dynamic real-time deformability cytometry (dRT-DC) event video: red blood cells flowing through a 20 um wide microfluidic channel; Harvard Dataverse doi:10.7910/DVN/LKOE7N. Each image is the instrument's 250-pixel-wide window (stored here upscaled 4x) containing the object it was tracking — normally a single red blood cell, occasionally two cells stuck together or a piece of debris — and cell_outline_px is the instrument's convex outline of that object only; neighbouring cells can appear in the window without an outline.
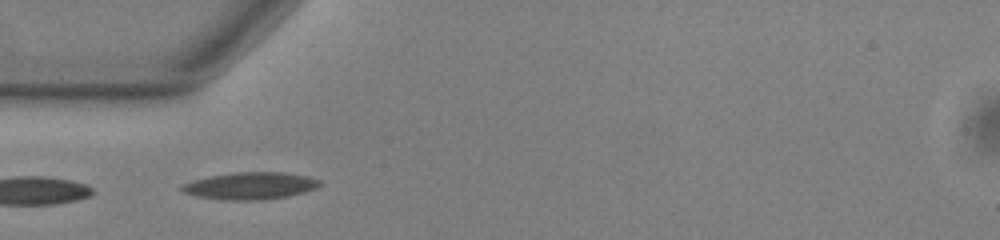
{"species": "common noctule bat (a hibernating species)", "species_latin": "Nyctalus noctula", "temperature_condition": "warm", "stored_images_in_passage": 4, "camera_frame_rate_fps": 3000, "um_per_image_px": 0.085, "animal": {"sex": "male", "body_mass_g": 13.0, "forearm_length_mm": 53.1}, "frame": {"image": 1, "passage_image": 1, "time_ms": 0.0, "image_size_px": [1000, 240], "cell_outline_px": [[320, 184], [316, 188], [288, 196], [264, 200], [224, 200], [196, 196], [184, 192], [180, 188], [180, 184], [192, 180], [208, 176], [232, 172], [284, 172], [308, 176], [320, 180]], "centroid_in_image_um": [21.23, 15.78], "position_along_channel_um": 63.8, "area_um2": 21.96}}